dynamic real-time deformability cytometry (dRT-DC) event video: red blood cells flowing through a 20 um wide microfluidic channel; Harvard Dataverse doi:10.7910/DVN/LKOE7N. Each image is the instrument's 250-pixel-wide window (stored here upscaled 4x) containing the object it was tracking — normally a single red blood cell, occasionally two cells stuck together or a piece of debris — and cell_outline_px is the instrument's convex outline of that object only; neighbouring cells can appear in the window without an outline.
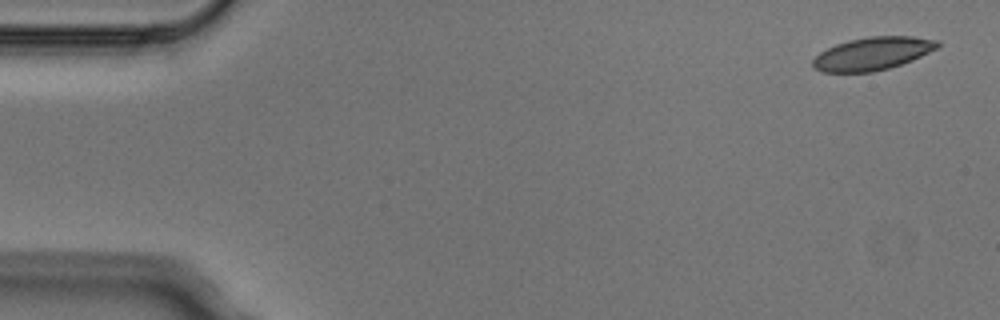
{"species": "Egyptian fruit bat (a non-hibernating species)", "species_latin": "Rousettus aegyptiacus", "temperature_condition": "cold", "stored_images_in_passage": 5, "camera_frame_rate_fps": 3000, "um_per_image_px": 0.085, "animal": {"sex": "male"}, "frame": {"image": 1, "passage_image": 1, "time_ms": 0.0, "image_size_px": [1000, 320], "cell_outline_px": [[940, 44], [936, 48], [912, 60], [888, 68], [872, 72], [820, 72], [812, 68], [812, 60], [820, 52], [836, 44], [848, 40], [868, 36], [912, 36], [940, 40]], "centroid_in_image_um": [74.13, 4.55], "position_along_channel_um": 10.9, "area_um2": 23.93}}